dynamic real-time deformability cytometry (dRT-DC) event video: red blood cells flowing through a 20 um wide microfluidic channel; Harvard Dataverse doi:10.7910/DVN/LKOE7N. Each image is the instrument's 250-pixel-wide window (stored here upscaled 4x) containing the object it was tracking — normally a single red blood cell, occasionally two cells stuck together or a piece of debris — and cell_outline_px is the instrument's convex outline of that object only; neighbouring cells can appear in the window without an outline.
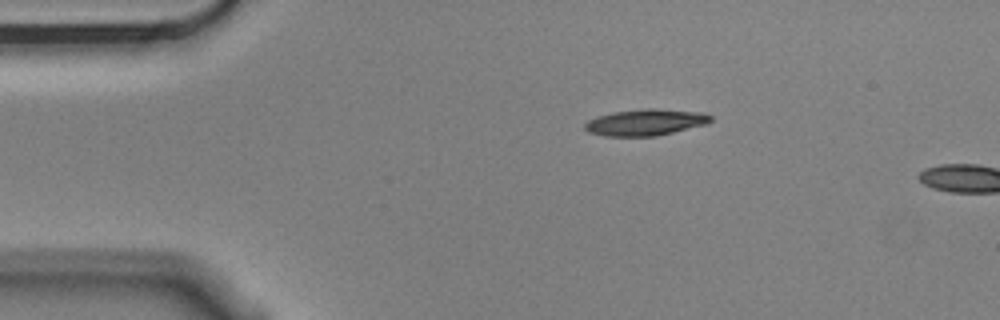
{"species": "Egyptian fruit bat (a non-hibernating species)", "species_latin": "Rousettus aegyptiacus", "temperature_condition": "cold", "stored_images_in_passage": 2, "camera_frame_rate_fps": 3000, "um_per_image_px": 0.085, "animal": {"sex": "male"}, "frame": {"image": 1, "passage_image": 1, "time_ms": 0.0, "image_size_px": [1000, 320], "cell_outline_px": [[712, 120], [704, 124], [656, 136], [604, 136], [588, 132], [584, 128], [584, 124], [588, 120], [596, 116], [612, 112], [644, 108], [656, 108], [704, 112], [712, 116]], "centroid_in_image_um": [54.83, 10.38], "position_along_channel_um": 30.2, "area_um2": 19.42}}